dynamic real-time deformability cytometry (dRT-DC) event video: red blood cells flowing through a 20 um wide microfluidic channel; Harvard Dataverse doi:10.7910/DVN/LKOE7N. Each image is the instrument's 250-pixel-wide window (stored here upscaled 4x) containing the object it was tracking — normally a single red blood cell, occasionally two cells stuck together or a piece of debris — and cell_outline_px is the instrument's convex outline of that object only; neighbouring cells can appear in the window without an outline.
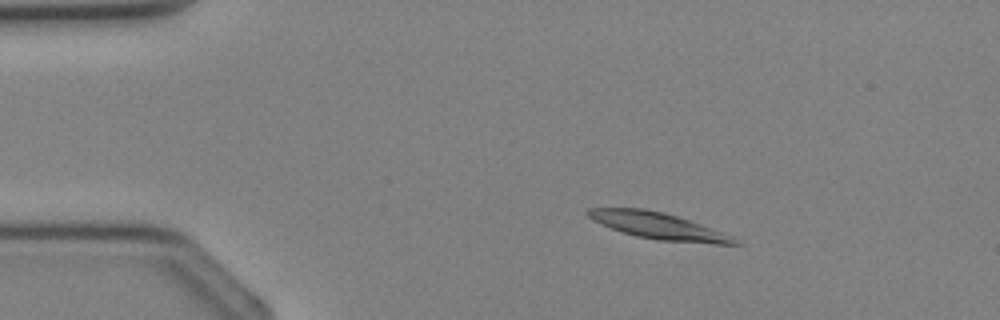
{"species": "Egyptian fruit bat (a non-hibernating species)", "species_latin": "Rousettus aegyptiacus", "temperature_condition": "cold", "stored_images_in_passage": 2, "camera_frame_rate_fps": 3000, "um_per_image_px": 0.085, "animal": {"sex": "female"}, "frame": {"image": 1, "passage_image": 2, "time_ms": 1.333, "image_size_px": [1000, 320], "cell_outline_px": [[744, 244], [712, 244], [660, 240], [636, 236], [600, 224], [592, 220], [584, 212], [588, 208], [644, 208], [664, 212], [700, 224], [732, 236]], "centroid_in_image_um": [55.94, 19.19], "position_along_channel_um": 29.1, "area_um2": 22.48}}